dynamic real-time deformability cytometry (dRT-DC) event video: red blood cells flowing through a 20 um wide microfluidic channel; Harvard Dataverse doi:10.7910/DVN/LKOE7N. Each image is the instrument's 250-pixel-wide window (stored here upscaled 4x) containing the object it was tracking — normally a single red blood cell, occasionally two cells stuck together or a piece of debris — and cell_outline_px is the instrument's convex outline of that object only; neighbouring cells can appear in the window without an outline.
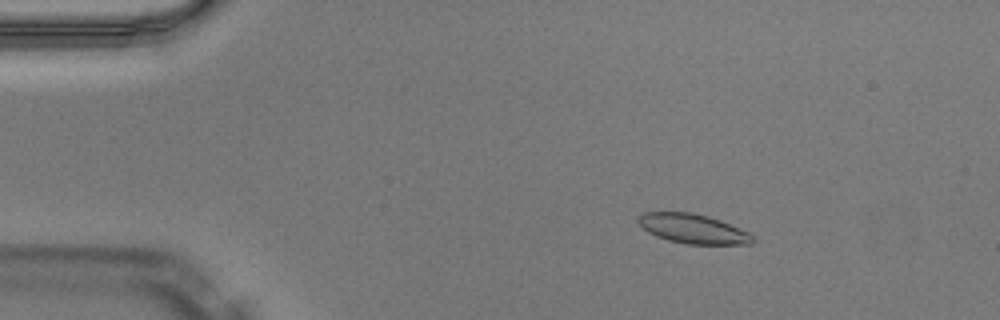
{"species": "Egyptian fruit bat (a non-hibernating species)", "species_latin": "Rousettus aegyptiacus", "temperature_condition": "warm", "stored_images_in_passage": 51, "camera_frame_rate_fps": 3000, "um_per_image_px": 0.085, "animal": {"sex": "male"}, "frame": {"image": 1, "passage_image": 9, "time_ms": 2.667, "image_size_px": [1000, 320], "cell_outline_px": [[756, 240], [752, 244], [684, 244], [668, 240], [656, 236], [648, 232], [636, 220], [644, 212], [692, 212], [708, 216], [720, 220], [748, 232]], "centroid_in_image_um": [58.91, 19.45], "position_along_channel_um": 26.1, "area_um2": 19.59}}
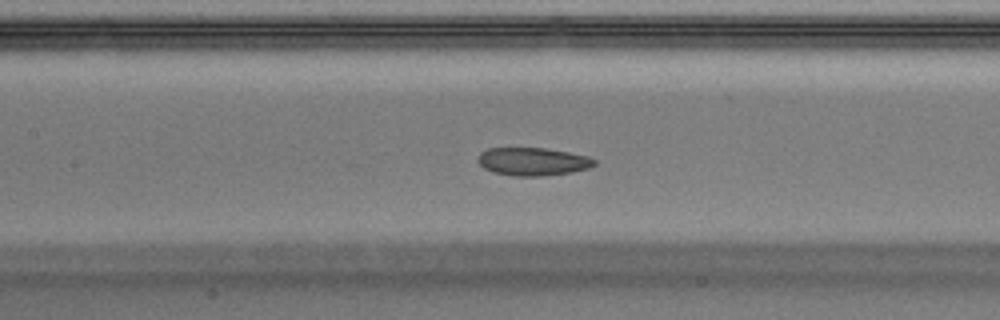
{"frame": {"image": 2, "passage_image": 24, "time_ms": 7.667, "image_size_px": [1000, 320], "cell_outline_px": [[596, 164], [588, 168], [572, 172], [540, 176], [516, 176], [492, 172], [484, 168], [476, 160], [480, 152], [488, 148], [544, 148], [568, 152], [588, 156], [596, 160]], "centroid_in_image_um": [45.27, 13.73], "position_along_channel_um": 162.1, "area_um2": 19.02}}
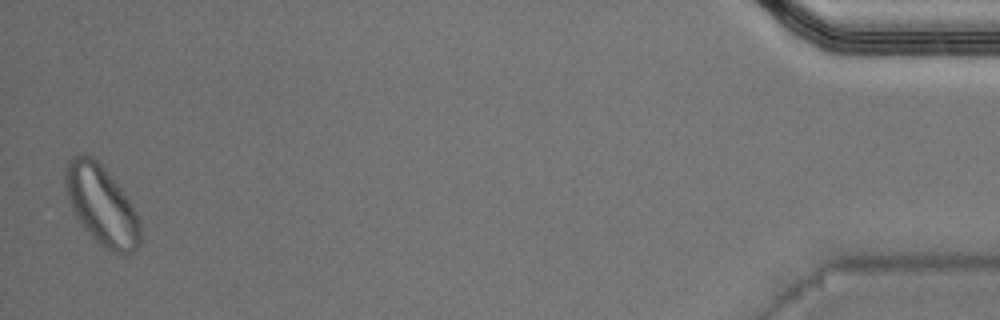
{"frame": {"image": 3, "passage_image": 50, "time_ms": 16.333, "image_size_px": [1000, 320], "cell_outline_px": [[140, 244], [132, 252], [112, 252], [100, 244], [84, 228], [76, 216], [68, 200], [64, 184], [64, 172], [68, 160], [72, 156], [84, 152], [92, 156], [100, 164], [120, 188], [136, 212], [140, 220]], "centroid_in_image_um": [8.6, 17.4], "position_along_channel_um": 426.6, "area_um2": 34.28}}